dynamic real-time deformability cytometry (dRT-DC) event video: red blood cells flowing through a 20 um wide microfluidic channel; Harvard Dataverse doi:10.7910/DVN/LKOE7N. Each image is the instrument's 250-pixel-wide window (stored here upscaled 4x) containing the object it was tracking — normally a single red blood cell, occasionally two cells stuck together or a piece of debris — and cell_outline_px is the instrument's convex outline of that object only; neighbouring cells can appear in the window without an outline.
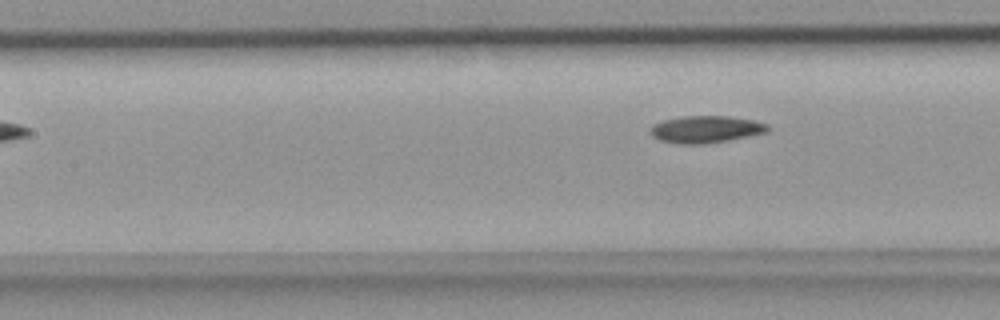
{"species": "common noctule bat (a hibernating species)", "species_latin": "Nyctalus noctula", "temperature_condition": "room temperature", "stored_images_in_passage": 8, "segment_of_instrument_passage": [2, 2], "camera_frame_rate_fps": 3000, "um_per_image_px": 0.085, "animal": {"sex": "female", "body_mass_g": 18.4}, "frame": {"image": 1, "passage_image": 8, "time_ms": 2.333, "image_size_px": [1000, 320], "cell_outline_px": [[768, 132], [728, 140], [704, 144], [680, 144], [660, 140], [652, 136], [652, 124], [664, 120], [684, 116], [728, 116], [756, 120], [768, 124]], "centroid_in_image_um": [60.02, 10.99], "position_along_channel_um": 147.4, "area_um2": 18.44}}